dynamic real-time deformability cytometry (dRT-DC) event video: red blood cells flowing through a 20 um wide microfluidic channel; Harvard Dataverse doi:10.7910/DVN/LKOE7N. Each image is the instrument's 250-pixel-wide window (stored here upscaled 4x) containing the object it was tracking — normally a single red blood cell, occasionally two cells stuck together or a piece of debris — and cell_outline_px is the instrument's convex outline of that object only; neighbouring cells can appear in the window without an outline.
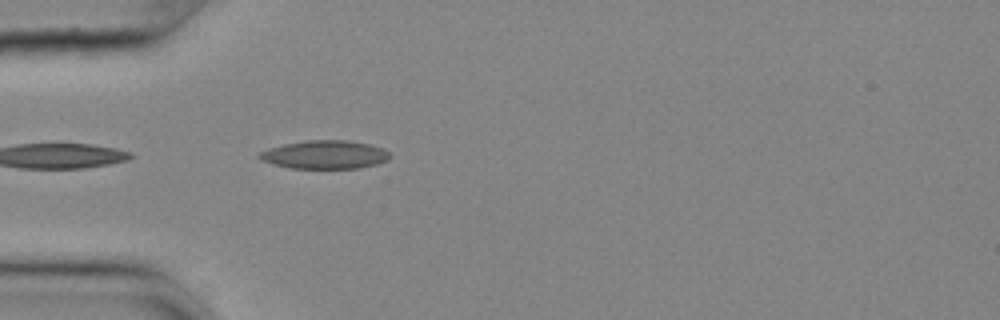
{"species": "common noctule bat (a hibernating species)", "species_latin": "Nyctalus noctula", "temperature_condition": "cold", "stored_images_in_passage": 6, "camera_frame_rate_fps": 3000, "um_per_image_px": 0.085, "animal": {"sex": "female", "body_mass_g": 25.1}, "frame": {"image": 1, "passage_image": 2, "time_ms": 0.333, "image_size_px": [1000, 320], "cell_outline_px": [[392, 156], [388, 160], [376, 164], [360, 168], [292, 168], [272, 164], [260, 160], [256, 156], [260, 152], [284, 144], [304, 140], [348, 140], [368, 144], [384, 148]], "centroid_in_image_um": [27.62, 13.14], "position_along_channel_um": 57.4, "area_um2": 21.62}}